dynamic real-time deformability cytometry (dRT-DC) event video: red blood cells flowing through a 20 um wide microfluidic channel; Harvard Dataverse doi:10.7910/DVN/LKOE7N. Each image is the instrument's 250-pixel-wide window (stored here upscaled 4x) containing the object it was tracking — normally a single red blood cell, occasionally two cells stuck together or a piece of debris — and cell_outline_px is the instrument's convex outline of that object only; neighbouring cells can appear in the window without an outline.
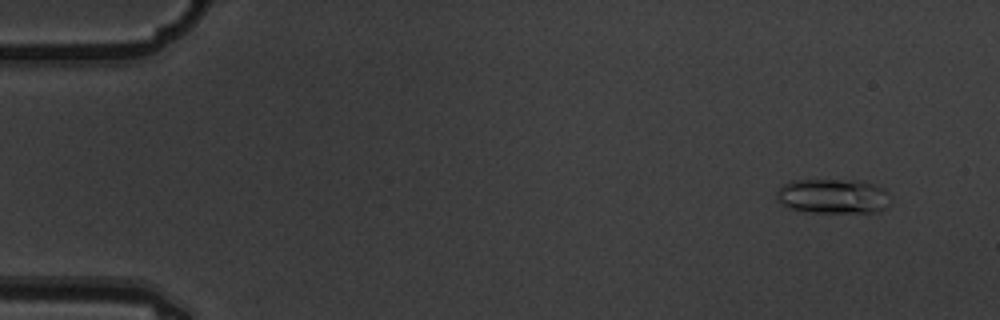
{"species": "common noctule bat (a hibernating species)", "species_latin": "Nyctalus noctula", "temperature_condition": "warm", "stored_images_in_passage": 6, "camera_frame_rate_fps": 3000, "um_per_image_px": 0.085, "animal": {"sex": "male", "body_mass_g": 19.5, "forearm_length_mm": 54.6}, "frame": {"image": 1, "passage_image": 2, "time_ms": 0.333, "image_size_px": [1000, 320], "cell_outline_px": [[888, 208], [880, 212], [804, 212], [780, 204], [776, 196], [776, 192], [788, 180], [860, 180], [884, 188], [888, 192]], "centroid_in_image_um": [70.81, 16.68], "position_along_channel_um": 14.2, "area_um2": 23.24}}